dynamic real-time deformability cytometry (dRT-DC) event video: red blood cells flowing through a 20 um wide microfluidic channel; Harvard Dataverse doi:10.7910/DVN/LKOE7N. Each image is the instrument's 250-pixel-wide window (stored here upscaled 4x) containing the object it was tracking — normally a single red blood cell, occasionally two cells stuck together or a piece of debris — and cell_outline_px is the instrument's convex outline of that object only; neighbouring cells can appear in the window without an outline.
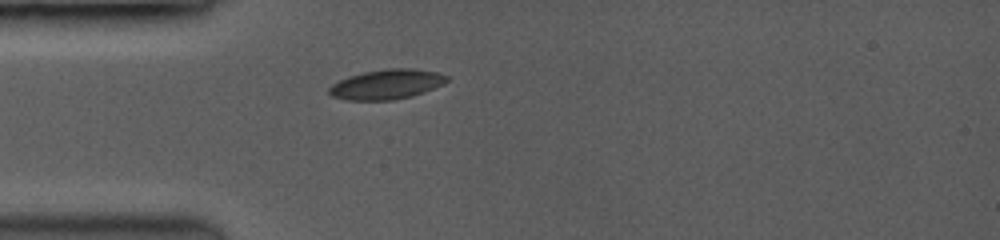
{"species": "common noctule bat (a hibernating species)", "species_latin": "Nyctalus noctula", "temperature_condition": "room temperature", "stored_images_in_passage": 57, "camera_frame_rate_fps": 3500, "um_per_image_px": 0.085, "animal": {"sex": "female", "body_mass_g": 19.0, "forearm_length_mm": 53.3}, "frame": {"image": 1, "passage_image": 1, "time_ms": 0.0, "image_size_px": [1000, 240], "cell_outline_px": [[448, 80], [432, 88], [412, 96], [392, 100], [348, 100], [332, 96], [328, 92], [328, 88], [332, 84], [340, 80], [364, 72], [392, 68], [408, 68], [436, 72], [448, 76]], "centroid_in_image_um": [32.83, 7.17], "position_along_channel_um": 52.2, "area_um2": 20.0}}
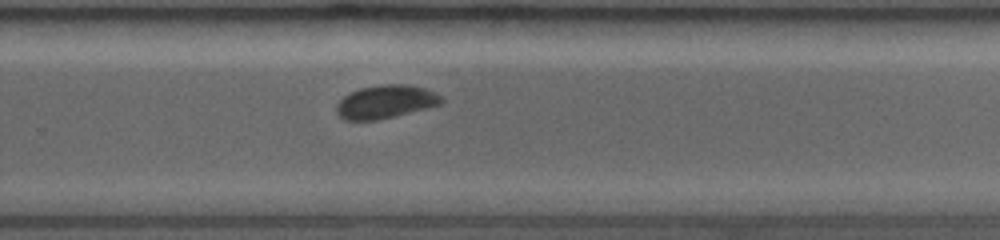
{"frame": {"image": 2, "passage_image": 32, "time_ms": 6.286, "image_size_px": [1000, 240], "cell_outline_px": [[444, 100], [440, 104], [376, 120], [344, 120], [336, 112], [336, 104], [344, 96], [360, 88], [384, 84], [408, 84], [424, 88], [440, 96]], "centroid_in_image_um": [32.73, 8.64], "position_along_channel_um": 297.1, "area_um2": 19.88}}
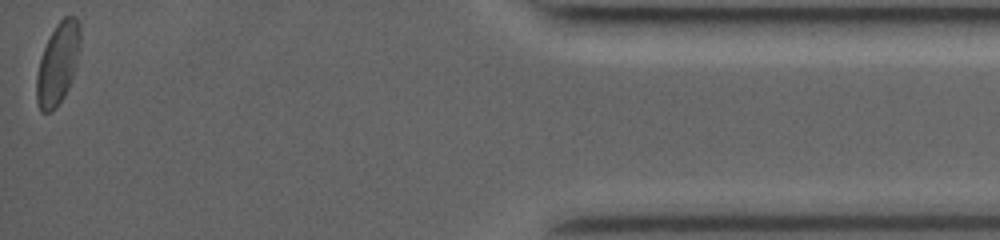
{"frame": {"image": 3, "passage_image": 56, "time_ms": 11.143, "image_size_px": [1000, 240], "cell_outline_px": [[80, 44], [76, 64], [68, 88], [64, 96], [56, 108], [52, 112], [40, 112], [36, 100], [36, 76], [40, 56], [56, 24], [64, 16], [76, 16], [80, 24]], "centroid_in_image_um": [4.9, 5.42], "position_along_channel_um": 430.3, "area_um2": 20.81}, "authors_computed_cell_mechanics": {"area_um2": 20.2878, "velocity_mm_per_s": 4.0318, "shape_relaxation_time_tau1_ms": 2.3891, "shape_relaxation_time_tau2_ms": 2.0829, "deformation_change_tau1": 0.0903, "deformation_change_tau2": 0.0481}}